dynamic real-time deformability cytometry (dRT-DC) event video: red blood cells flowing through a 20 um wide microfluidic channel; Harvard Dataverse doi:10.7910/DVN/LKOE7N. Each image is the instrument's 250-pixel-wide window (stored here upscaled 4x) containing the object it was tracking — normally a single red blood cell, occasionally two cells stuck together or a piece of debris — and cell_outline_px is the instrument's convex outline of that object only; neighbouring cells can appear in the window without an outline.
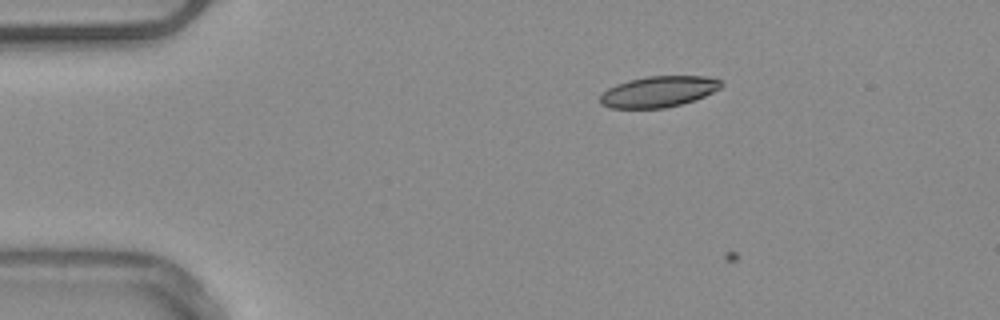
{"species": "common noctule bat (a hibernating species)", "species_latin": "Nyctalus noctula", "temperature_condition": "warm", "stored_images_in_passage": 8, "camera_frame_rate_fps": 3000, "um_per_image_px": 0.085, "animal": {"sex": "male", "body_mass_g": 20.4}, "frame": {"image": 1, "passage_image": 7, "time_ms": 2.0, "image_size_px": [1000, 320], "cell_outline_px": [[724, 84], [720, 88], [704, 96], [680, 104], [664, 108], [612, 108], [600, 104], [600, 96], [608, 88], [616, 84], [628, 80], [648, 76], [704, 76], [720, 80]], "centroid_in_image_um": [55.96, 7.78], "position_along_channel_um": 29.0, "area_um2": 21.68}}